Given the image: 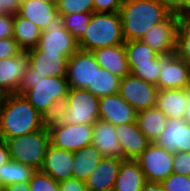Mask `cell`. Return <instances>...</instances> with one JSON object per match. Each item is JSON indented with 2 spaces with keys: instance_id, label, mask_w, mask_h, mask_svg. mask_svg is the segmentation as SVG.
<instances>
[{
  "instance_id": "cell-1",
  "label": "cell",
  "mask_w": 190,
  "mask_h": 191,
  "mask_svg": "<svg viewBox=\"0 0 190 191\" xmlns=\"http://www.w3.org/2000/svg\"><path fill=\"white\" fill-rule=\"evenodd\" d=\"M66 76L48 77L34 72L29 64L18 88V94L24 97L47 120L56 118L61 105L65 103L69 92Z\"/></svg>"
},
{
  "instance_id": "cell-2",
  "label": "cell",
  "mask_w": 190,
  "mask_h": 191,
  "mask_svg": "<svg viewBox=\"0 0 190 191\" xmlns=\"http://www.w3.org/2000/svg\"><path fill=\"white\" fill-rule=\"evenodd\" d=\"M47 119L22 94H6L0 107V138H15L46 126Z\"/></svg>"
},
{
  "instance_id": "cell-3",
  "label": "cell",
  "mask_w": 190,
  "mask_h": 191,
  "mask_svg": "<svg viewBox=\"0 0 190 191\" xmlns=\"http://www.w3.org/2000/svg\"><path fill=\"white\" fill-rule=\"evenodd\" d=\"M174 11L158 0H125L120 9L125 42L141 40L157 23Z\"/></svg>"
},
{
  "instance_id": "cell-4",
  "label": "cell",
  "mask_w": 190,
  "mask_h": 191,
  "mask_svg": "<svg viewBox=\"0 0 190 191\" xmlns=\"http://www.w3.org/2000/svg\"><path fill=\"white\" fill-rule=\"evenodd\" d=\"M120 12H92L85 34L78 41L79 49L94 51L98 48L124 44Z\"/></svg>"
},
{
  "instance_id": "cell-5",
  "label": "cell",
  "mask_w": 190,
  "mask_h": 191,
  "mask_svg": "<svg viewBox=\"0 0 190 191\" xmlns=\"http://www.w3.org/2000/svg\"><path fill=\"white\" fill-rule=\"evenodd\" d=\"M2 139L7 143L10 160L31 166L35 170L41 169L50 144L47 126L19 137Z\"/></svg>"
},
{
  "instance_id": "cell-6",
  "label": "cell",
  "mask_w": 190,
  "mask_h": 191,
  "mask_svg": "<svg viewBox=\"0 0 190 191\" xmlns=\"http://www.w3.org/2000/svg\"><path fill=\"white\" fill-rule=\"evenodd\" d=\"M56 118L67 125H93L100 119L99 98L87 89L70 88Z\"/></svg>"
},
{
  "instance_id": "cell-7",
  "label": "cell",
  "mask_w": 190,
  "mask_h": 191,
  "mask_svg": "<svg viewBox=\"0 0 190 191\" xmlns=\"http://www.w3.org/2000/svg\"><path fill=\"white\" fill-rule=\"evenodd\" d=\"M50 144L67 151H78L92 145L93 125L61 123L57 118L47 120Z\"/></svg>"
},
{
  "instance_id": "cell-8",
  "label": "cell",
  "mask_w": 190,
  "mask_h": 191,
  "mask_svg": "<svg viewBox=\"0 0 190 191\" xmlns=\"http://www.w3.org/2000/svg\"><path fill=\"white\" fill-rule=\"evenodd\" d=\"M37 48L52 54L72 56L78 49V40L64 26V18L57 14L48 26L42 30Z\"/></svg>"
},
{
  "instance_id": "cell-9",
  "label": "cell",
  "mask_w": 190,
  "mask_h": 191,
  "mask_svg": "<svg viewBox=\"0 0 190 191\" xmlns=\"http://www.w3.org/2000/svg\"><path fill=\"white\" fill-rule=\"evenodd\" d=\"M136 161L144 172L146 181L162 183L173 173V154L154 142L148 145Z\"/></svg>"
},
{
  "instance_id": "cell-10",
  "label": "cell",
  "mask_w": 190,
  "mask_h": 191,
  "mask_svg": "<svg viewBox=\"0 0 190 191\" xmlns=\"http://www.w3.org/2000/svg\"><path fill=\"white\" fill-rule=\"evenodd\" d=\"M118 93L137 112L156 107L157 86L131 73L121 79Z\"/></svg>"
},
{
  "instance_id": "cell-11",
  "label": "cell",
  "mask_w": 190,
  "mask_h": 191,
  "mask_svg": "<svg viewBox=\"0 0 190 191\" xmlns=\"http://www.w3.org/2000/svg\"><path fill=\"white\" fill-rule=\"evenodd\" d=\"M96 68H101L91 51L78 49L69 57L67 63V81L69 88H94Z\"/></svg>"
},
{
  "instance_id": "cell-12",
  "label": "cell",
  "mask_w": 190,
  "mask_h": 191,
  "mask_svg": "<svg viewBox=\"0 0 190 191\" xmlns=\"http://www.w3.org/2000/svg\"><path fill=\"white\" fill-rule=\"evenodd\" d=\"M161 73L158 78V90L187 89L190 87V66L176 52L159 56Z\"/></svg>"
},
{
  "instance_id": "cell-13",
  "label": "cell",
  "mask_w": 190,
  "mask_h": 191,
  "mask_svg": "<svg viewBox=\"0 0 190 191\" xmlns=\"http://www.w3.org/2000/svg\"><path fill=\"white\" fill-rule=\"evenodd\" d=\"M179 13L173 12L165 21L155 24L141 39L160 55L176 52Z\"/></svg>"
},
{
  "instance_id": "cell-14",
  "label": "cell",
  "mask_w": 190,
  "mask_h": 191,
  "mask_svg": "<svg viewBox=\"0 0 190 191\" xmlns=\"http://www.w3.org/2000/svg\"><path fill=\"white\" fill-rule=\"evenodd\" d=\"M154 143L170 154L190 152V123L184 118L167 119L164 130Z\"/></svg>"
},
{
  "instance_id": "cell-15",
  "label": "cell",
  "mask_w": 190,
  "mask_h": 191,
  "mask_svg": "<svg viewBox=\"0 0 190 191\" xmlns=\"http://www.w3.org/2000/svg\"><path fill=\"white\" fill-rule=\"evenodd\" d=\"M100 119L113 125L134 123L137 111L119 93L99 98Z\"/></svg>"
},
{
  "instance_id": "cell-16",
  "label": "cell",
  "mask_w": 190,
  "mask_h": 191,
  "mask_svg": "<svg viewBox=\"0 0 190 191\" xmlns=\"http://www.w3.org/2000/svg\"><path fill=\"white\" fill-rule=\"evenodd\" d=\"M28 66L29 59L26 51L11 58L0 59V91L4 95L18 93Z\"/></svg>"
},
{
  "instance_id": "cell-17",
  "label": "cell",
  "mask_w": 190,
  "mask_h": 191,
  "mask_svg": "<svg viewBox=\"0 0 190 191\" xmlns=\"http://www.w3.org/2000/svg\"><path fill=\"white\" fill-rule=\"evenodd\" d=\"M29 64L34 72L42 76L61 77L67 74L69 57L66 54H52L40 51L37 47L26 51Z\"/></svg>"
},
{
  "instance_id": "cell-18",
  "label": "cell",
  "mask_w": 190,
  "mask_h": 191,
  "mask_svg": "<svg viewBox=\"0 0 190 191\" xmlns=\"http://www.w3.org/2000/svg\"><path fill=\"white\" fill-rule=\"evenodd\" d=\"M92 145L104 157H116L125 160L122 145L115 131V125L99 119L93 124Z\"/></svg>"
},
{
  "instance_id": "cell-19",
  "label": "cell",
  "mask_w": 190,
  "mask_h": 191,
  "mask_svg": "<svg viewBox=\"0 0 190 191\" xmlns=\"http://www.w3.org/2000/svg\"><path fill=\"white\" fill-rule=\"evenodd\" d=\"M40 170L58 182L72 177L73 152L49 144Z\"/></svg>"
},
{
  "instance_id": "cell-20",
  "label": "cell",
  "mask_w": 190,
  "mask_h": 191,
  "mask_svg": "<svg viewBox=\"0 0 190 191\" xmlns=\"http://www.w3.org/2000/svg\"><path fill=\"white\" fill-rule=\"evenodd\" d=\"M125 160H136L151 143L139 129L137 122L115 125Z\"/></svg>"
},
{
  "instance_id": "cell-21",
  "label": "cell",
  "mask_w": 190,
  "mask_h": 191,
  "mask_svg": "<svg viewBox=\"0 0 190 191\" xmlns=\"http://www.w3.org/2000/svg\"><path fill=\"white\" fill-rule=\"evenodd\" d=\"M101 68L108 70L120 79L130 74L124 44L98 48L92 51Z\"/></svg>"
},
{
  "instance_id": "cell-22",
  "label": "cell",
  "mask_w": 190,
  "mask_h": 191,
  "mask_svg": "<svg viewBox=\"0 0 190 191\" xmlns=\"http://www.w3.org/2000/svg\"><path fill=\"white\" fill-rule=\"evenodd\" d=\"M123 161L116 157H104L84 181L87 191H102L113 188Z\"/></svg>"
},
{
  "instance_id": "cell-23",
  "label": "cell",
  "mask_w": 190,
  "mask_h": 191,
  "mask_svg": "<svg viewBox=\"0 0 190 191\" xmlns=\"http://www.w3.org/2000/svg\"><path fill=\"white\" fill-rule=\"evenodd\" d=\"M187 103L188 88L158 90L156 107L165 114L167 119L184 118Z\"/></svg>"
},
{
  "instance_id": "cell-24",
  "label": "cell",
  "mask_w": 190,
  "mask_h": 191,
  "mask_svg": "<svg viewBox=\"0 0 190 191\" xmlns=\"http://www.w3.org/2000/svg\"><path fill=\"white\" fill-rule=\"evenodd\" d=\"M57 14L56 3L37 0H22L18 11L19 16L31 20L41 30H44Z\"/></svg>"
},
{
  "instance_id": "cell-25",
  "label": "cell",
  "mask_w": 190,
  "mask_h": 191,
  "mask_svg": "<svg viewBox=\"0 0 190 191\" xmlns=\"http://www.w3.org/2000/svg\"><path fill=\"white\" fill-rule=\"evenodd\" d=\"M146 182L144 172L136 160H124L120 166L115 191H140Z\"/></svg>"
},
{
  "instance_id": "cell-26",
  "label": "cell",
  "mask_w": 190,
  "mask_h": 191,
  "mask_svg": "<svg viewBox=\"0 0 190 191\" xmlns=\"http://www.w3.org/2000/svg\"><path fill=\"white\" fill-rule=\"evenodd\" d=\"M104 156L93 146H86L73 152L72 177L85 181L96 169Z\"/></svg>"
},
{
  "instance_id": "cell-27",
  "label": "cell",
  "mask_w": 190,
  "mask_h": 191,
  "mask_svg": "<svg viewBox=\"0 0 190 191\" xmlns=\"http://www.w3.org/2000/svg\"><path fill=\"white\" fill-rule=\"evenodd\" d=\"M42 30L31 20L13 15V38L23 51L37 47Z\"/></svg>"
},
{
  "instance_id": "cell-28",
  "label": "cell",
  "mask_w": 190,
  "mask_h": 191,
  "mask_svg": "<svg viewBox=\"0 0 190 191\" xmlns=\"http://www.w3.org/2000/svg\"><path fill=\"white\" fill-rule=\"evenodd\" d=\"M136 122L147 139L153 143L164 130L167 117L160 109L153 107L137 112Z\"/></svg>"
},
{
  "instance_id": "cell-29",
  "label": "cell",
  "mask_w": 190,
  "mask_h": 191,
  "mask_svg": "<svg viewBox=\"0 0 190 191\" xmlns=\"http://www.w3.org/2000/svg\"><path fill=\"white\" fill-rule=\"evenodd\" d=\"M124 45L128 66L154 65V60L160 56L142 40H130L125 42Z\"/></svg>"
},
{
  "instance_id": "cell-30",
  "label": "cell",
  "mask_w": 190,
  "mask_h": 191,
  "mask_svg": "<svg viewBox=\"0 0 190 191\" xmlns=\"http://www.w3.org/2000/svg\"><path fill=\"white\" fill-rule=\"evenodd\" d=\"M35 171L31 166L9 160L0 167V183L5 187L19 182H29Z\"/></svg>"
},
{
  "instance_id": "cell-31",
  "label": "cell",
  "mask_w": 190,
  "mask_h": 191,
  "mask_svg": "<svg viewBox=\"0 0 190 191\" xmlns=\"http://www.w3.org/2000/svg\"><path fill=\"white\" fill-rule=\"evenodd\" d=\"M121 79L106 69L96 68L94 88H87L98 98L119 92Z\"/></svg>"
},
{
  "instance_id": "cell-32",
  "label": "cell",
  "mask_w": 190,
  "mask_h": 191,
  "mask_svg": "<svg viewBox=\"0 0 190 191\" xmlns=\"http://www.w3.org/2000/svg\"><path fill=\"white\" fill-rule=\"evenodd\" d=\"M176 54L190 66V10L179 12Z\"/></svg>"
},
{
  "instance_id": "cell-33",
  "label": "cell",
  "mask_w": 190,
  "mask_h": 191,
  "mask_svg": "<svg viewBox=\"0 0 190 191\" xmlns=\"http://www.w3.org/2000/svg\"><path fill=\"white\" fill-rule=\"evenodd\" d=\"M92 12L64 15L65 29L76 39L80 40L85 34Z\"/></svg>"
},
{
  "instance_id": "cell-34",
  "label": "cell",
  "mask_w": 190,
  "mask_h": 191,
  "mask_svg": "<svg viewBox=\"0 0 190 191\" xmlns=\"http://www.w3.org/2000/svg\"><path fill=\"white\" fill-rule=\"evenodd\" d=\"M58 14L64 16L75 13L94 12L93 0H56Z\"/></svg>"
},
{
  "instance_id": "cell-35",
  "label": "cell",
  "mask_w": 190,
  "mask_h": 191,
  "mask_svg": "<svg viewBox=\"0 0 190 191\" xmlns=\"http://www.w3.org/2000/svg\"><path fill=\"white\" fill-rule=\"evenodd\" d=\"M28 183L30 191H60L58 181L41 170H36Z\"/></svg>"
},
{
  "instance_id": "cell-36",
  "label": "cell",
  "mask_w": 190,
  "mask_h": 191,
  "mask_svg": "<svg viewBox=\"0 0 190 191\" xmlns=\"http://www.w3.org/2000/svg\"><path fill=\"white\" fill-rule=\"evenodd\" d=\"M129 69L132 75L157 86L158 78L161 73L159 57L154 60V65L129 66Z\"/></svg>"
},
{
  "instance_id": "cell-37",
  "label": "cell",
  "mask_w": 190,
  "mask_h": 191,
  "mask_svg": "<svg viewBox=\"0 0 190 191\" xmlns=\"http://www.w3.org/2000/svg\"><path fill=\"white\" fill-rule=\"evenodd\" d=\"M162 185L165 191H190V176L172 173Z\"/></svg>"
},
{
  "instance_id": "cell-38",
  "label": "cell",
  "mask_w": 190,
  "mask_h": 191,
  "mask_svg": "<svg viewBox=\"0 0 190 191\" xmlns=\"http://www.w3.org/2000/svg\"><path fill=\"white\" fill-rule=\"evenodd\" d=\"M173 173L190 176V152L173 154Z\"/></svg>"
},
{
  "instance_id": "cell-39",
  "label": "cell",
  "mask_w": 190,
  "mask_h": 191,
  "mask_svg": "<svg viewBox=\"0 0 190 191\" xmlns=\"http://www.w3.org/2000/svg\"><path fill=\"white\" fill-rule=\"evenodd\" d=\"M22 52L23 50L13 37L0 39V59L11 58Z\"/></svg>"
},
{
  "instance_id": "cell-40",
  "label": "cell",
  "mask_w": 190,
  "mask_h": 191,
  "mask_svg": "<svg viewBox=\"0 0 190 191\" xmlns=\"http://www.w3.org/2000/svg\"><path fill=\"white\" fill-rule=\"evenodd\" d=\"M125 0H93L94 12H120Z\"/></svg>"
},
{
  "instance_id": "cell-41",
  "label": "cell",
  "mask_w": 190,
  "mask_h": 191,
  "mask_svg": "<svg viewBox=\"0 0 190 191\" xmlns=\"http://www.w3.org/2000/svg\"><path fill=\"white\" fill-rule=\"evenodd\" d=\"M58 185L60 191H87L85 182L78 180L75 177L59 181Z\"/></svg>"
},
{
  "instance_id": "cell-42",
  "label": "cell",
  "mask_w": 190,
  "mask_h": 191,
  "mask_svg": "<svg viewBox=\"0 0 190 191\" xmlns=\"http://www.w3.org/2000/svg\"><path fill=\"white\" fill-rule=\"evenodd\" d=\"M13 37V15L0 16V39Z\"/></svg>"
},
{
  "instance_id": "cell-43",
  "label": "cell",
  "mask_w": 190,
  "mask_h": 191,
  "mask_svg": "<svg viewBox=\"0 0 190 191\" xmlns=\"http://www.w3.org/2000/svg\"><path fill=\"white\" fill-rule=\"evenodd\" d=\"M167 5L174 12H184L190 10V0H158Z\"/></svg>"
},
{
  "instance_id": "cell-44",
  "label": "cell",
  "mask_w": 190,
  "mask_h": 191,
  "mask_svg": "<svg viewBox=\"0 0 190 191\" xmlns=\"http://www.w3.org/2000/svg\"><path fill=\"white\" fill-rule=\"evenodd\" d=\"M21 3L22 0H3L5 12L11 15L18 14Z\"/></svg>"
},
{
  "instance_id": "cell-45",
  "label": "cell",
  "mask_w": 190,
  "mask_h": 191,
  "mask_svg": "<svg viewBox=\"0 0 190 191\" xmlns=\"http://www.w3.org/2000/svg\"><path fill=\"white\" fill-rule=\"evenodd\" d=\"M10 160L9 150L7 143L4 139L0 138V167Z\"/></svg>"
},
{
  "instance_id": "cell-46",
  "label": "cell",
  "mask_w": 190,
  "mask_h": 191,
  "mask_svg": "<svg viewBox=\"0 0 190 191\" xmlns=\"http://www.w3.org/2000/svg\"><path fill=\"white\" fill-rule=\"evenodd\" d=\"M4 191H30L28 182H19L4 187Z\"/></svg>"
},
{
  "instance_id": "cell-47",
  "label": "cell",
  "mask_w": 190,
  "mask_h": 191,
  "mask_svg": "<svg viewBox=\"0 0 190 191\" xmlns=\"http://www.w3.org/2000/svg\"><path fill=\"white\" fill-rule=\"evenodd\" d=\"M140 191H165L162 183L146 181Z\"/></svg>"
},
{
  "instance_id": "cell-48",
  "label": "cell",
  "mask_w": 190,
  "mask_h": 191,
  "mask_svg": "<svg viewBox=\"0 0 190 191\" xmlns=\"http://www.w3.org/2000/svg\"><path fill=\"white\" fill-rule=\"evenodd\" d=\"M184 119L187 123H190V87L188 88V103L184 113Z\"/></svg>"
},
{
  "instance_id": "cell-49",
  "label": "cell",
  "mask_w": 190,
  "mask_h": 191,
  "mask_svg": "<svg viewBox=\"0 0 190 191\" xmlns=\"http://www.w3.org/2000/svg\"><path fill=\"white\" fill-rule=\"evenodd\" d=\"M7 15L4 9L3 0H0V16Z\"/></svg>"
},
{
  "instance_id": "cell-50",
  "label": "cell",
  "mask_w": 190,
  "mask_h": 191,
  "mask_svg": "<svg viewBox=\"0 0 190 191\" xmlns=\"http://www.w3.org/2000/svg\"><path fill=\"white\" fill-rule=\"evenodd\" d=\"M37 1H42L44 3H56V0H37Z\"/></svg>"
},
{
  "instance_id": "cell-51",
  "label": "cell",
  "mask_w": 190,
  "mask_h": 191,
  "mask_svg": "<svg viewBox=\"0 0 190 191\" xmlns=\"http://www.w3.org/2000/svg\"><path fill=\"white\" fill-rule=\"evenodd\" d=\"M3 98H4V94L0 91V107H1V104H2Z\"/></svg>"
},
{
  "instance_id": "cell-52",
  "label": "cell",
  "mask_w": 190,
  "mask_h": 191,
  "mask_svg": "<svg viewBox=\"0 0 190 191\" xmlns=\"http://www.w3.org/2000/svg\"><path fill=\"white\" fill-rule=\"evenodd\" d=\"M0 191H4V186L0 183Z\"/></svg>"
},
{
  "instance_id": "cell-53",
  "label": "cell",
  "mask_w": 190,
  "mask_h": 191,
  "mask_svg": "<svg viewBox=\"0 0 190 191\" xmlns=\"http://www.w3.org/2000/svg\"><path fill=\"white\" fill-rule=\"evenodd\" d=\"M102 191H115L114 188H110V189H106V190H102Z\"/></svg>"
}]
</instances>
